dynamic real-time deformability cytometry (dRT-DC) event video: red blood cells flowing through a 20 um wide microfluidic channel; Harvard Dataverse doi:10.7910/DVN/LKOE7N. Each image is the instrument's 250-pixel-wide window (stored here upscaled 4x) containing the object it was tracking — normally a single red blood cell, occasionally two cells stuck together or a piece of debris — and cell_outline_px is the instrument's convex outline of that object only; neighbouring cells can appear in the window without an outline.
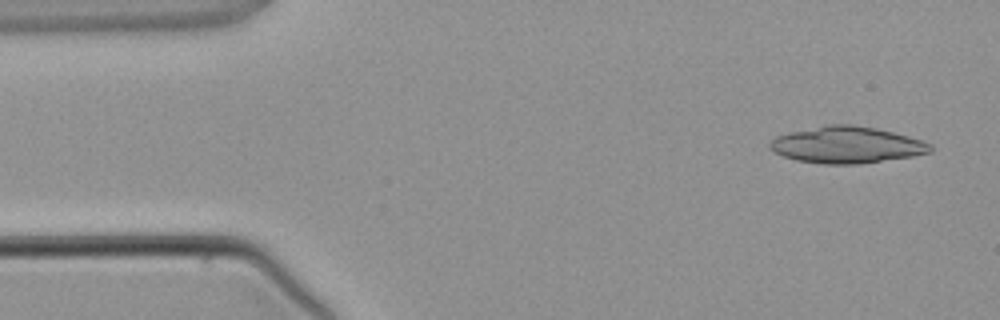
{"species": "common noctule bat (a hibernating species)", "species_latin": "Nyctalus noctula", "temperature_condition": "warm", "stored_images_in_passage": 4, "camera_frame_rate_fps": 3000, "um_per_image_px": 0.085, "animal": {"sex": "male", "body_mass_g": 21.5, "forearm_length_mm": 52.0}, "frame": {"image": 1, "passage_image": 1, "time_ms": 0.0, "image_size_px": [1000, 320], "cell_outline_px": [[932, 152], [912, 156], [860, 164], [820, 164], [796, 160], [784, 156], [768, 148], [768, 144], [776, 136], [792, 132], [828, 124], [852, 124], [876, 128], [908, 136], [932, 144]], "centroid_in_image_um": [71.98, 12.32], "position_along_channel_um": 13.0, "area_um2": 34.1}}